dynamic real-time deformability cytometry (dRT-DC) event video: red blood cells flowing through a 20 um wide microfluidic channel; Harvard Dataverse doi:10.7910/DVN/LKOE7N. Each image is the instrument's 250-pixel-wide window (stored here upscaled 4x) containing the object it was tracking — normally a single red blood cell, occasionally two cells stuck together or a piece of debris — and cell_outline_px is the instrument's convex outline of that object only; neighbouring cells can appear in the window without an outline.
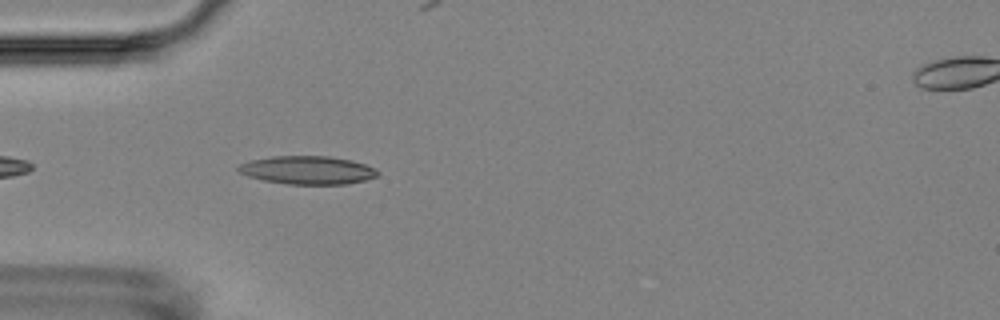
{"species": "Egyptian fruit bat (a non-hibernating species)", "species_latin": "Rousettus aegyptiacus", "temperature_condition": "room temperature", "stored_images_in_passage": 5, "camera_frame_rate_fps": 3000, "um_per_image_px": 0.085, "animal": {"sex": "female"}, "frame": {"image": 1, "passage_image": 4, "time_ms": 3.333, "image_size_px": [1000, 320], "cell_outline_px": [[380, 172], [376, 176], [364, 180], [348, 184], [288, 184], [264, 180], [248, 176], [240, 172], [236, 168], [240, 164], [252, 160], [272, 156], [328, 156], [352, 160], [364, 164]], "centroid_in_image_um": [26.14, 14.46], "position_along_channel_um": 58.9, "area_um2": 22.72}}